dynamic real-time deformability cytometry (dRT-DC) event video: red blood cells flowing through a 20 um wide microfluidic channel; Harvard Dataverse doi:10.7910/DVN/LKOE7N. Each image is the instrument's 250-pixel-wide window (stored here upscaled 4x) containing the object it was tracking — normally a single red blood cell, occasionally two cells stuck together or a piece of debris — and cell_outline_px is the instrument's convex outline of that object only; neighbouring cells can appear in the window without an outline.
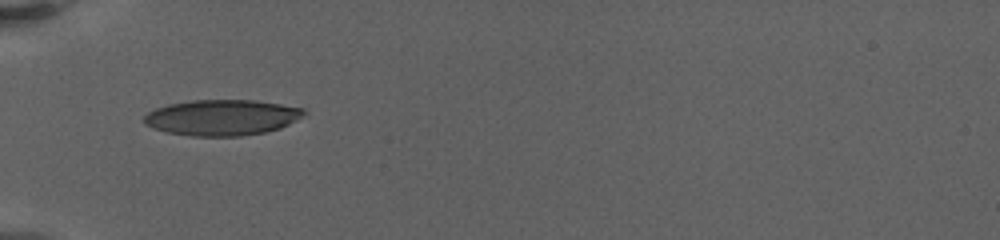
{"species": "human", "species_latin": "Homo sapiens", "temperature_condition": "warm", "stored_images_in_passage": 45, "camera_frame_rate_fps": 3000, "um_per_image_px": 0.085, "donor": {"sex": "female"}, "frame": {"image": 1, "passage_image": 1, "time_ms": 0.0, "image_size_px": [1000, 240], "cell_outline_px": [[308, 112], [296, 120], [280, 128], [264, 132], [240, 136], [192, 136], [168, 132], [144, 124], [144, 116], [148, 112], [156, 108], [168, 104], [192, 100], [252, 100], [280, 104], [304, 108]], "centroid_in_image_um": [18.88, 9.98], "position_along_channel_um": 66.1, "area_um2": 33.18}}
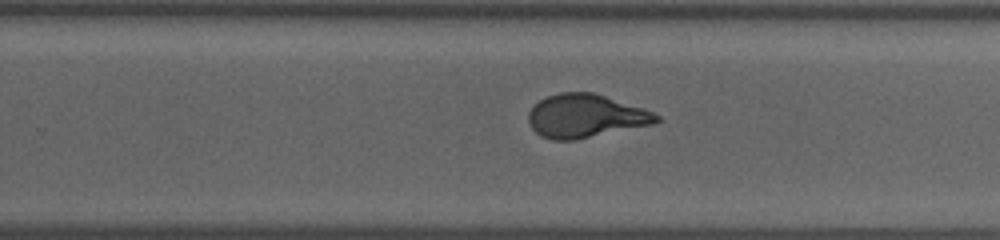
{"frame": {"image": 2, "passage_image": 26, "time_ms": 6.667, "image_size_px": [1000, 240], "cell_outline_px": [[660, 120], [652, 124], [576, 140], [552, 140], [540, 136], [532, 128], [528, 120], [528, 112], [540, 100], [548, 96], [560, 92], [592, 92], [644, 108], [660, 116]], "centroid_in_image_um": [49.76, 9.86], "position_along_channel_um": 280.0, "area_um2": 32.19}}
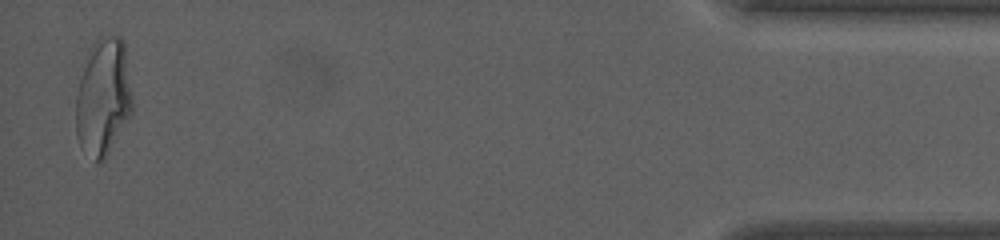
{"frame": {"image": 3, "passage_image": 45, "time_ms": 13.333, "image_size_px": [1000, 240], "cell_outline_px": [[132, 112], [104, 160], [100, 164], [80, 144], [76, 136], [76, 96], [88, 48], [100, 36], [120, 36], [124, 40], [132, 96]], "centroid_in_image_um": [8.78, 8.2], "position_along_channel_um": 426.4, "area_um2": 38.38}, "authors_computed_cell_mechanics": {"area_um2": 32.7148, "velocity_mm_per_s": 3.2985, "shape_relaxation_time_tau1_ms": 8.8705, "shape_relaxation_time_tau2_ms": null, "deformation_change_tau1": 0.2793, "deformation_change_tau2": null}}